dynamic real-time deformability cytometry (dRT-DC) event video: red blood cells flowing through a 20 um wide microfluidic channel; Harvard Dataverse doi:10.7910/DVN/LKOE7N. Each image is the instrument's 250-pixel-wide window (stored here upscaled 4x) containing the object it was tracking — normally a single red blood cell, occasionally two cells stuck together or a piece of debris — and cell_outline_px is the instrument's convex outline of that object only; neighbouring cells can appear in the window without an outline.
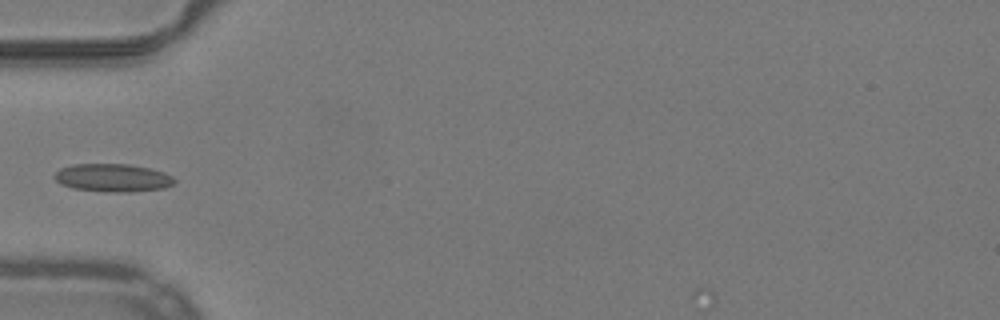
{"species": "common noctule bat (a hibernating species)", "species_latin": "Nyctalus noctula", "temperature_condition": "warm", "stored_images_in_passage": 32, "camera_frame_rate_fps": 3000, "um_per_image_px": 0.085, "animal": {"sex": "male", "body_mass_g": 19.2, "forearm_length_mm": 51.8}, "frame": {"image": 1, "passage_image": 1, "time_ms": 0.0, "image_size_px": [1000, 320], "cell_outline_px": [[176, 180], [172, 184], [164, 188], [128, 192], [108, 192], [72, 188], [60, 184], [52, 176], [60, 168], [72, 164], [128, 164], [152, 168], [164, 172], [172, 176]], "centroid_in_image_um": [9.57, 15.1], "position_along_channel_um": 75.4, "area_um2": 19.71}}
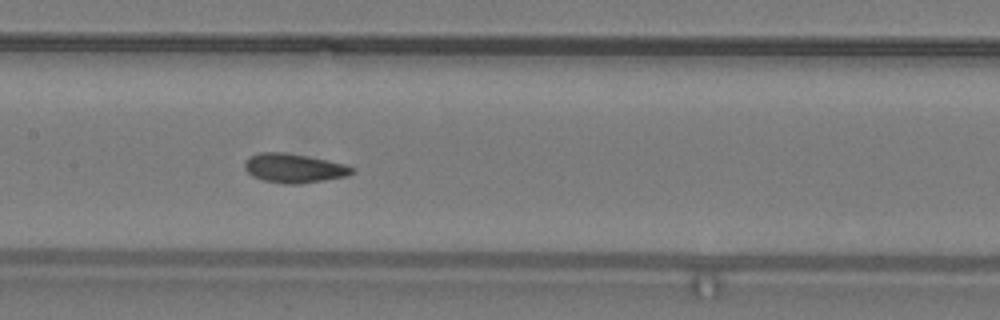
{"frame": {"image": 2, "passage_image": 9, "time_ms": 2.667, "image_size_px": [1000, 320], "cell_outline_px": [[356, 172], [348, 176], [300, 184], [284, 184], [264, 180], [252, 176], [244, 168], [244, 164], [252, 156], [260, 152], [284, 152], [308, 156], [328, 160], [344, 164], [356, 168]], "centroid_in_image_um": [25.04, 14.3], "position_along_channel_um": 182.4, "area_um2": 18.26}}
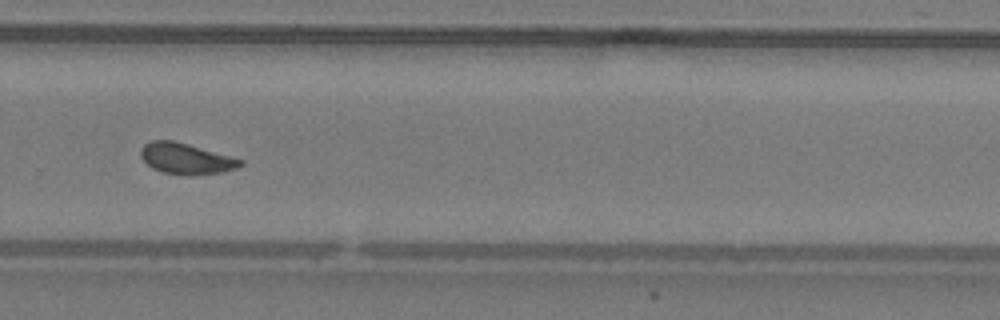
{"frame": {"image": 3, "passage_image": 19, "time_ms": 6.0, "image_size_px": [1000, 320], "cell_outline_px": [[244, 164], [236, 168], [224, 172], [160, 172], [152, 168], [140, 156], [140, 148], [144, 144], [152, 140], [176, 140], [244, 160]], "centroid_in_image_um": [15.79, 13.42], "position_along_channel_um": 314.0, "area_um2": 17.34}}